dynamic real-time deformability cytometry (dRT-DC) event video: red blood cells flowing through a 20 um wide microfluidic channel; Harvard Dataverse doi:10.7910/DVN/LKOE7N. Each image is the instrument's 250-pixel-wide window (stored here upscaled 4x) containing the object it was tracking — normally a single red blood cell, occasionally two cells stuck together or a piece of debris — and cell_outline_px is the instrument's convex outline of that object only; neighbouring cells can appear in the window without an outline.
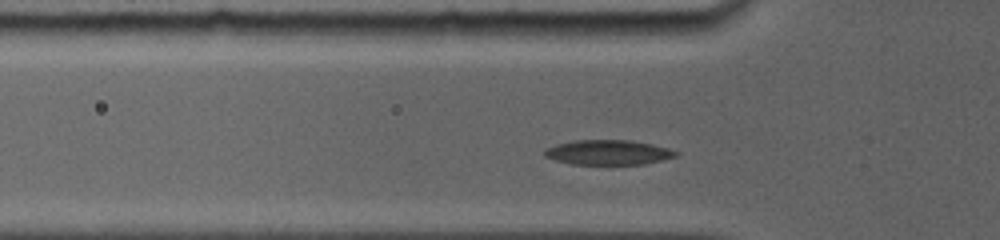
{"species": "common noctule bat (a hibernating species)", "species_latin": "Nyctalus noctula", "temperature_condition": "room temperature", "stored_images_in_passage": 24, "segment_of_instrument_passage": [1, 2], "camera_frame_rate_fps": 5000, "um_per_image_px": 0.085, "animal": {"sex": "female", "body_mass_g": 19.0, "forearm_length_mm": 56.7}, "frame": {"image": 1, "passage_image": 7, "time_ms": 2.0, "image_size_px": [1000, 240], "cell_outline_px": [[680, 152], [676, 156], [644, 164], [572, 164], [556, 160], [544, 156], [544, 148], [556, 144], [576, 140], [632, 140], [652, 144], [668, 148]], "centroid_in_image_um": [51.68, 12.94], "position_along_channel_um": 74.1, "area_um2": 18.96}}
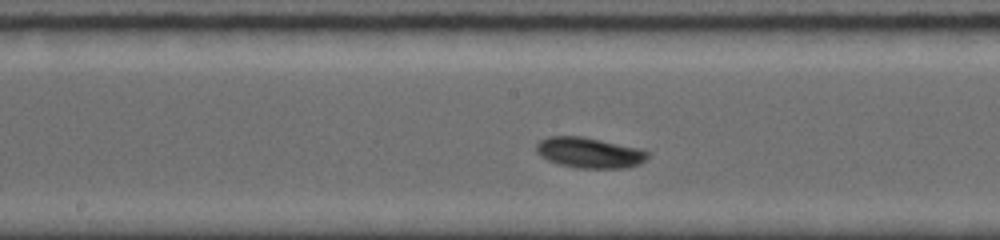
{"frame": {"image": 2, "passage_image": 17, "time_ms": 5.2, "image_size_px": [1000, 240], "cell_outline_px": [[648, 156], [640, 164], [628, 168], [580, 168], [560, 164], [548, 160], [540, 156], [536, 152], [536, 144], [540, 140], [548, 136], [584, 136], [644, 148], [648, 152]], "centroid_in_image_um": [50.13, 12.96], "position_along_channel_um": 198.1, "area_um2": 20.17}}
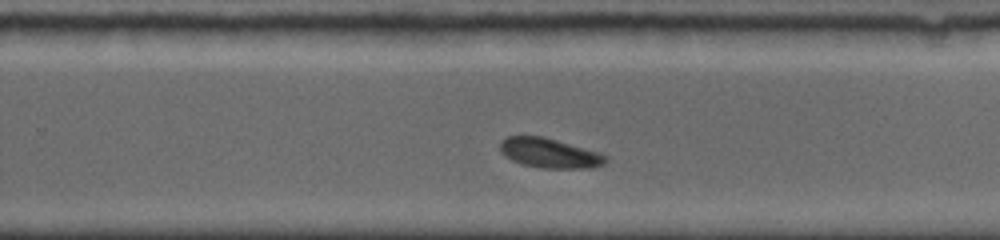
{"frame": {"image": 3, "passage_image": 22, "time_ms": 7.4, "image_size_px": [1000, 240], "cell_outline_px": [[608, 160], [604, 164], [596, 168], [540, 168], [520, 164], [504, 156], [500, 152], [500, 140], [508, 136], [544, 136], [600, 152], [608, 156]], "centroid_in_image_um": [46.72, 13.02], "position_along_channel_um": 283.1, "area_um2": 18.67}}